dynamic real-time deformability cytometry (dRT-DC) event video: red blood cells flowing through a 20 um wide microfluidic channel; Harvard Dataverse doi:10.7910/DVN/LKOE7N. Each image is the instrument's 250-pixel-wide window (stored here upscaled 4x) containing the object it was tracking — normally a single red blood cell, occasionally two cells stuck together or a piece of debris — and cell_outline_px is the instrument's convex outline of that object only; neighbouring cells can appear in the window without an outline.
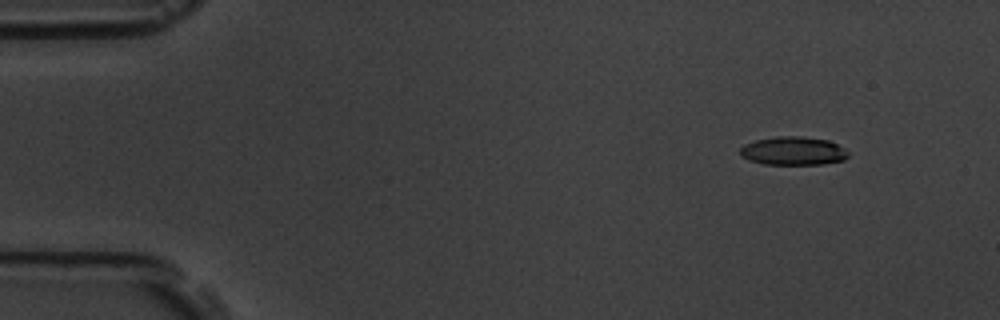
{"species": "common noctule bat (a hibernating species)", "species_latin": "Nyctalus noctula", "temperature_condition": "room temperature", "stored_images_in_passage": 6, "camera_frame_rate_fps": 3000, "um_per_image_px": 0.085, "animal": {"sex": "male", "body_mass_g": 19.5, "forearm_length_mm": 54.6}, "frame": {"image": 1, "passage_image": 1, "time_ms": 0.0, "image_size_px": [1000, 320], "cell_outline_px": [[848, 156], [844, 160], [824, 164], [764, 164], [748, 160], [740, 156], [740, 148], [744, 144], [756, 140], [776, 136], [800, 136], [828, 140], [844, 148], [848, 152]], "centroid_in_image_um": [67.4, 12.83], "position_along_channel_um": 17.6, "area_um2": 17.98}}
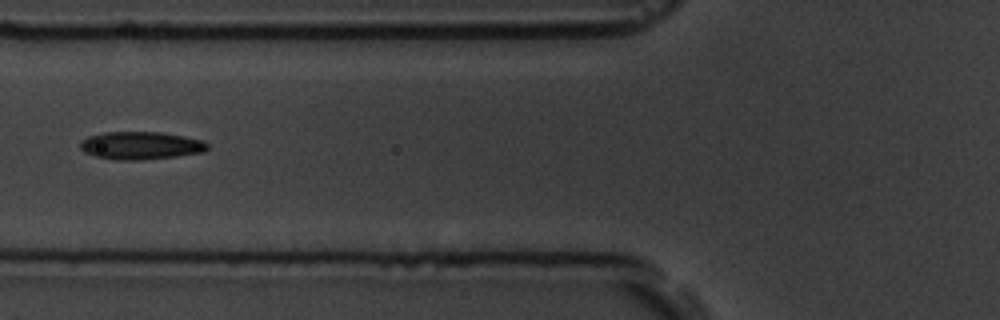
{"frame": {"image": 2, "passage_image": 5, "time_ms": 5.333, "image_size_px": [1000, 320], "cell_outline_px": [[208, 148], [204, 152], [176, 156], [136, 160], [116, 160], [96, 156], [84, 152], [80, 148], [80, 140], [88, 136], [104, 132], [160, 132], [184, 136], [200, 140], [208, 144]], "centroid_in_image_um": [11.93, 12.36], "position_along_channel_um": 113.9, "area_um2": 20.52}}
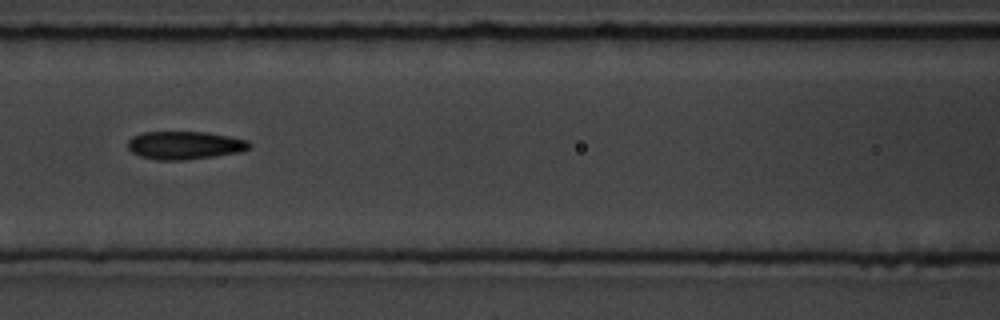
{"frame": {"image": 3, "passage_image": 6, "time_ms": 6.333, "image_size_px": [1000, 320], "cell_outline_px": [[252, 144], [244, 152], [216, 156], [184, 160], [156, 160], [140, 156], [132, 152], [128, 148], [128, 140], [132, 136], [144, 132], [208, 132], [248, 140]], "centroid_in_image_um": [15.72, 12.35], "position_along_channel_um": 150.9, "area_um2": 20.06}}